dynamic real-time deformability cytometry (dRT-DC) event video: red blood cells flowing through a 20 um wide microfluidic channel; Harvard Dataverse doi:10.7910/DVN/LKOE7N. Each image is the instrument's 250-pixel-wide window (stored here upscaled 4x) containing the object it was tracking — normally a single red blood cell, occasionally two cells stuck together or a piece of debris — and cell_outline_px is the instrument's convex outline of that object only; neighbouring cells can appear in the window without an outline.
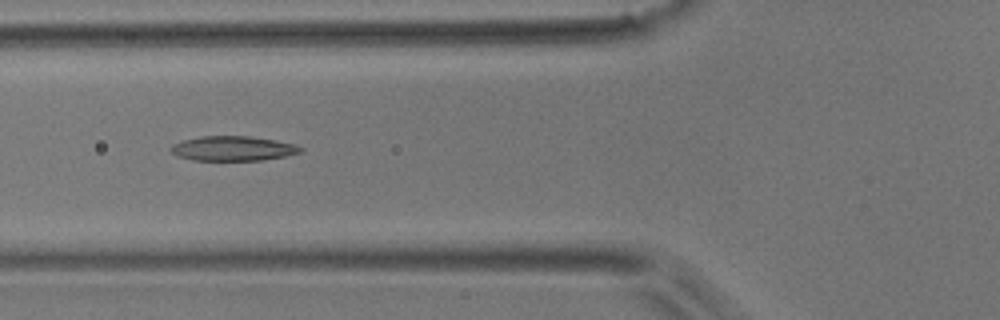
{"species": "common noctule bat (a hibernating species)", "species_latin": "Nyctalus noctula", "temperature_condition": "room temperature", "stored_images_in_passage": 6, "camera_frame_rate_fps": 3000, "um_per_image_px": 0.085, "animal": {"sex": "male", "body_mass_g": 17.9}, "frame": {"image": 1, "passage_image": 4, "time_ms": 3.333, "image_size_px": [1000, 320], "cell_outline_px": [[304, 152], [284, 156], [260, 160], [192, 160], [176, 156], [168, 148], [172, 144], [184, 140], [200, 136], [248, 136], [276, 140], [296, 144], [304, 148]], "centroid_in_image_um": [19.81, 12.61], "position_along_channel_um": 106.0, "area_um2": 18.79}}
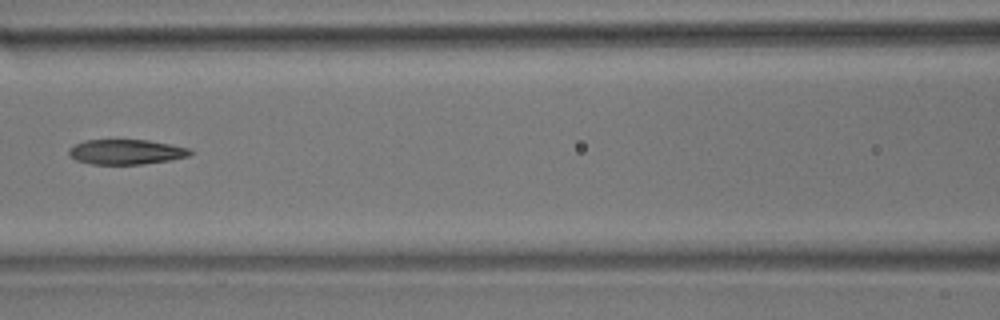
{"frame": {"image": 2, "passage_image": 5, "time_ms": 4.667, "image_size_px": [1000, 320], "cell_outline_px": [[192, 152], [188, 156], [172, 160], [140, 164], [92, 164], [76, 160], [68, 152], [68, 148], [84, 140], [148, 140], [188, 148]], "centroid_in_image_um": [10.7, 12.91], "position_along_channel_um": 155.9, "area_um2": 17.46}}
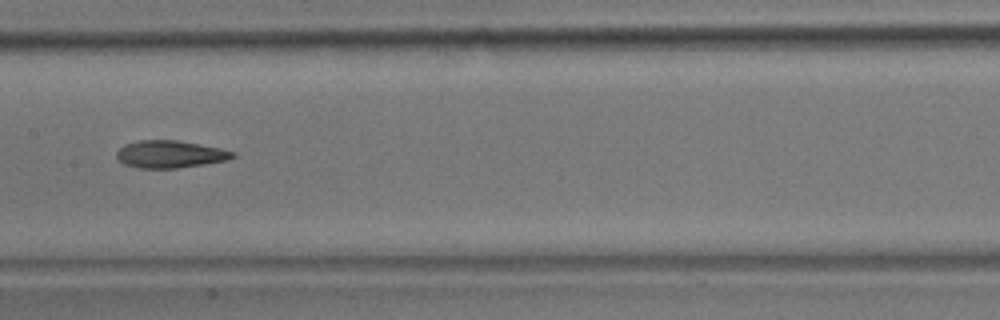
{"frame": {"image": 3, "passage_image": 6, "time_ms": 5.667, "image_size_px": [1000, 320], "cell_outline_px": [[236, 156], [228, 160], [204, 164], [176, 168], [140, 168], [124, 164], [116, 156], [116, 152], [124, 144], [140, 140], [176, 140], [200, 144], [220, 148], [236, 152]], "centroid_in_image_um": [14.47, 13.1], "position_along_channel_um": 192.9, "area_um2": 18.5}}